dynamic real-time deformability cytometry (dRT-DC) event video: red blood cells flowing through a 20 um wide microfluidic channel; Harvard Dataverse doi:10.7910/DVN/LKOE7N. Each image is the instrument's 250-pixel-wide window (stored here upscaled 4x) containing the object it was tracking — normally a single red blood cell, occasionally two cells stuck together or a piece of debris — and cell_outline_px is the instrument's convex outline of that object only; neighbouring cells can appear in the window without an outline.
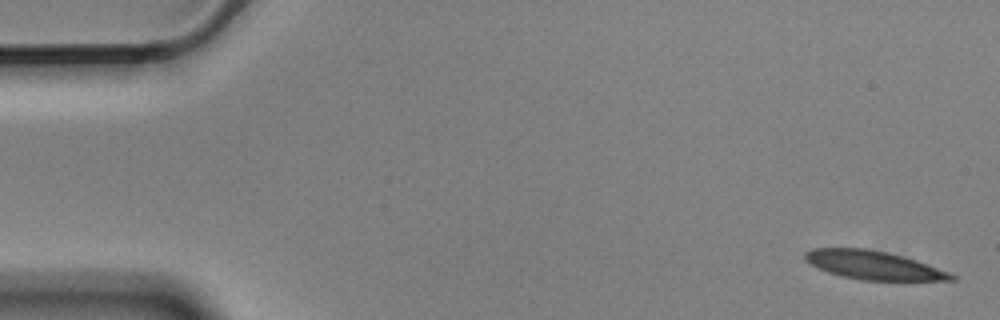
{"species": "Egyptian fruit bat (a non-hibernating species)", "species_latin": "Rousettus aegyptiacus", "temperature_condition": "cold", "stored_images_in_passage": 4, "segment_of_instrument_passage": [2, 2], "camera_frame_rate_fps": 3000, "um_per_image_px": 0.085, "animal": {"sex": "male"}, "frame": {"image": 1, "passage_image": 4, "time_ms": 1.0, "image_size_px": [1000, 320], "cell_outline_px": [[956, 280], [860, 280], [828, 272], [804, 260], [804, 252], [812, 248], [864, 248], [888, 252], [916, 260], [948, 272], [956, 276]], "centroid_in_image_um": [74.22, 22.53], "position_along_channel_um": 10.8, "area_um2": 24.04}}